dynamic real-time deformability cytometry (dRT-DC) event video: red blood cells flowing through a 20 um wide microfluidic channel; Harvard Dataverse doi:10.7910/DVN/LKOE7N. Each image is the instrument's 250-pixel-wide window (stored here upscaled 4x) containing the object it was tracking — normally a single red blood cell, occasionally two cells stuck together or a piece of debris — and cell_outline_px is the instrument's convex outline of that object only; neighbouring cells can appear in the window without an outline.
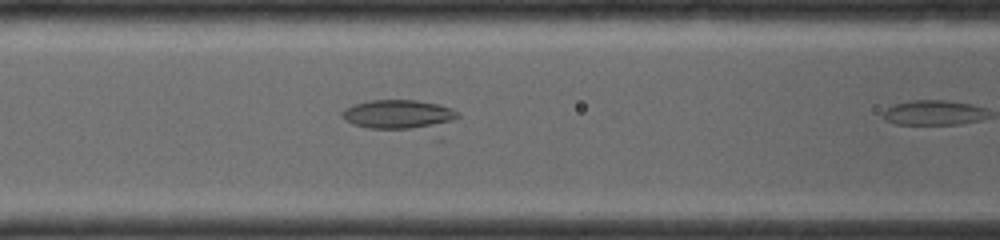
{"species": "common noctule bat (a hibernating species)", "species_latin": "Nyctalus noctula", "temperature_condition": "room temperature", "stored_images_in_passage": 8, "camera_frame_rate_fps": 4000, "um_per_image_px": 0.085, "animal": {"sex": "female", "body_mass_g": 19.0, "forearm_length_mm": 56.7}, "frame": {"image": 1, "passage_image": 7, "time_ms": 2.5, "image_size_px": [1000, 240], "cell_outline_px": [[460, 116], [444, 140], [436, 140], [368, 128], [352, 124], [344, 120], [340, 116], [340, 112], [344, 108], [356, 104], [372, 100], [416, 100], [440, 104], [452, 108]], "centroid_in_image_um": [34.3, 9.99], "position_along_channel_um": 132.3, "area_um2": 24.45}}